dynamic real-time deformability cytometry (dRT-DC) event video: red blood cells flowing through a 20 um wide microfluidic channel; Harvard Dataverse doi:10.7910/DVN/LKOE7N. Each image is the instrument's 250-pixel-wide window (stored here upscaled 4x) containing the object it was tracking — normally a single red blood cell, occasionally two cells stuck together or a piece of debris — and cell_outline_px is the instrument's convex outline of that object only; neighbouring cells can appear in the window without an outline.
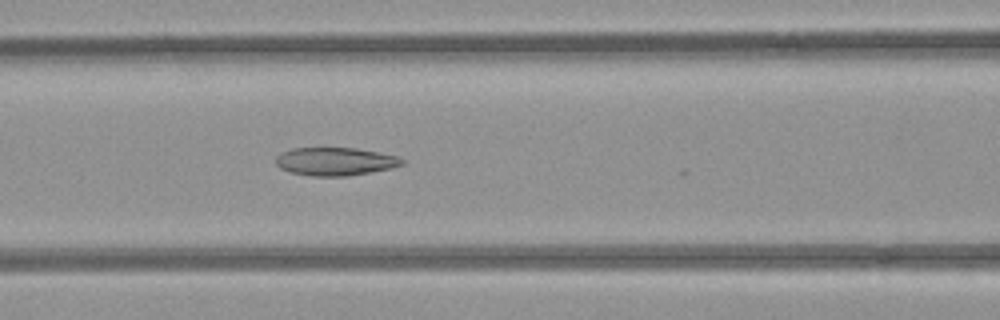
{"species": "common noctule bat (a hibernating species)", "species_latin": "Nyctalus noctula", "temperature_condition": "room temperature", "stored_images_in_passage": 22, "camera_frame_rate_fps": 3000, "um_per_image_px": 0.085, "animal": {"sex": "female", "body_mass_g": 21.9}, "frame": {"image": 1, "passage_image": 21, "time_ms": 6.667, "image_size_px": [1000, 320], "cell_outline_px": [[404, 164], [392, 168], [348, 176], [312, 176], [292, 172], [280, 168], [276, 164], [276, 156], [280, 152], [292, 148], [356, 148], [396, 156], [404, 160]], "centroid_in_image_um": [28.47, 13.72], "position_along_channel_um": 138.1, "area_um2": 20.58}}